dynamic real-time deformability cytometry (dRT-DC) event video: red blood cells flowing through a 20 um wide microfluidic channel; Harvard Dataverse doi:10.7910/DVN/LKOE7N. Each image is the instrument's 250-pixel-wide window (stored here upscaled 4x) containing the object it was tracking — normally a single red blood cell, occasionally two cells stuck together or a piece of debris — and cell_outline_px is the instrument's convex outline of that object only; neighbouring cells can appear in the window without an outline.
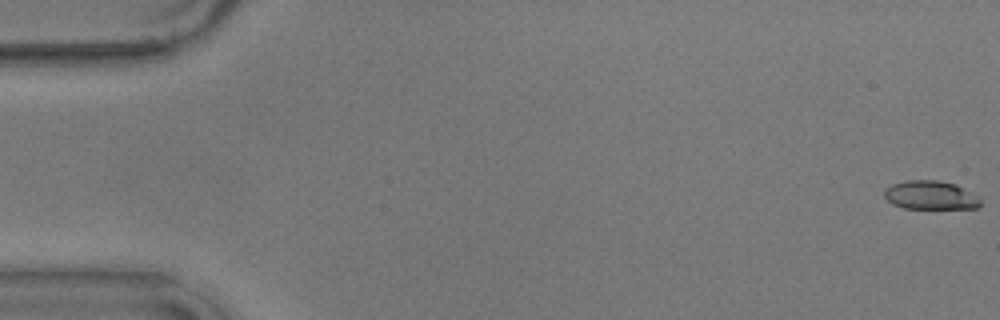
{"species": "common noctule bat (a hibernating species)", "species_latin": "Nyctalus noctula", "temperature_condition": "warm", "stored_images_in_passage": 57, "camera_frame_rate_fps": 3000, "um_per_image_px": 0.085, "animal": {"sex": "male", "body_mass_g": 17.9}, "frame": {"image": 1, "passage_image": 1, "time_ms": 0.0, "image_size_px": [1000, 320], "cell_outline_px": [[980, 204], [976, 208], [904, 208], [892, 204], [884, 196], [884, 188], [892, 184], [908, 180], [940, 180], [956, 184], [976, 196], [980, 200]], "centroid_in_image_um": [79.05, 16.58], "position_along_channel_um": 6.0, "area_um2": 15.95}}
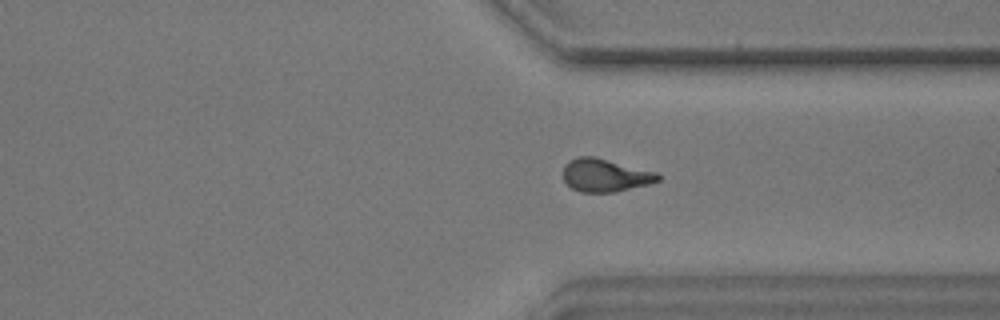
{"frame": {"image": 2, "passage_image": 43, "time_ms": 14.0, "image_size_px": [1000, 320], "cell_outline_px": [[660, 180], [648, 184], [612, 192], [580, 192], [572, 188], [564, 180], [564, 164], [568, 160], [576, 156], [596, 156], [656, 172], [660, 176]], "centroid_in_image_um": [51.41, 14.87], "position_along_channel_um": 360.0, "area_um2": 18.21}}
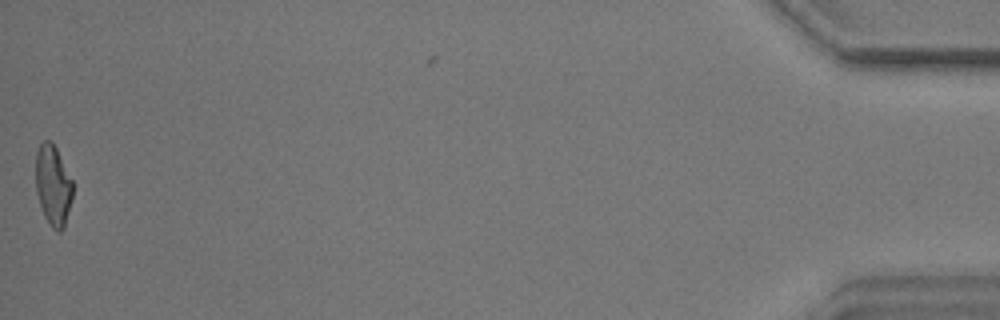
{"frame": {"image": 3, "passage_image": 57, "time_ms": 18.667, "image_size_px": [1000, 320], "cell_outline_px": [[72, 200], [64, 228], [60, 232], [56, 232], [52, 228], [44, 216], [36, 192], [36, 152], [40, 144], [44, 140], [48, 140], [56, 148], [72, 180]], "centroid_in_image_um": [4.51, 15.79], "position_along_channel_um": 430.7, "area_um2": 17.28}, "authors_computed_cell_mechanics": {"area_um2": 18.0914, "velocity_mm_per_s": 3.5873, "shape_relaxation_time_tau1_ms": 6.7879, "shape_relaxation_time_tau2_ms": 3.4, "deformation_change_tau1": 0.2225, "deformation_change_tau2": 0.0823}}